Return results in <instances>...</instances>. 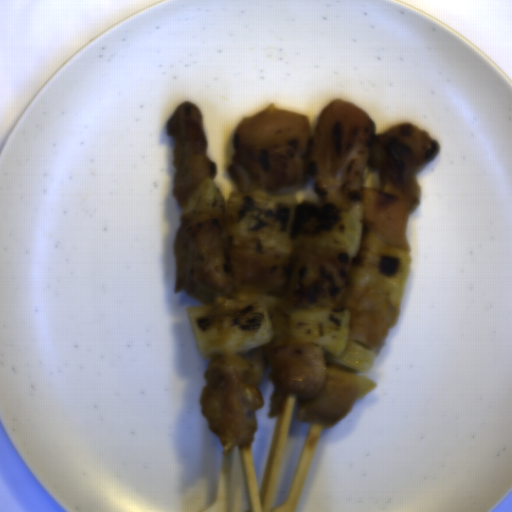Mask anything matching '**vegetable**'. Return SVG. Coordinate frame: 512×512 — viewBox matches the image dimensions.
<instances>
[{
	"mask_svg": "<svg viewBox=\"0 0 512 512\" xmlns=\"http://www.w3.org/2000/svg\"><path fill=\"white\" fill-rule=\"evenodd\" d=\"M361 202L347 210L299 201L296 184L281 190L231 191L227 200L213 178L200 182L180 207L181 220L209 214L222 220L236 247L290 253L303 247L338 261L349 283L374 288L400 307L411 266L408 250L388 245L363 223Z\"/></svg>",
	"mask_w": 512,
	"mask_h": 512,
	"instance_id": "obj_1",
	"label": "vegetable"
},
{
	"mask_svg": "<svg viewBox=\"0 0 512 512\" xmlns=\"http://www.w3.org/2000/svg\"><path fill=\"white\" fill-rule=\"evenodd\" d=\"M202 357L261 346L308 344L327 361L369 372L377 349L351 340L350 311L344 308L284 307L278 298L235 294L186 309Z\"/></svg>",
	"mask_w": 512,
	"mask_h": 512,
	"instance_id": "obj_2",
	"label": "vegetable"
}]
</instances>
